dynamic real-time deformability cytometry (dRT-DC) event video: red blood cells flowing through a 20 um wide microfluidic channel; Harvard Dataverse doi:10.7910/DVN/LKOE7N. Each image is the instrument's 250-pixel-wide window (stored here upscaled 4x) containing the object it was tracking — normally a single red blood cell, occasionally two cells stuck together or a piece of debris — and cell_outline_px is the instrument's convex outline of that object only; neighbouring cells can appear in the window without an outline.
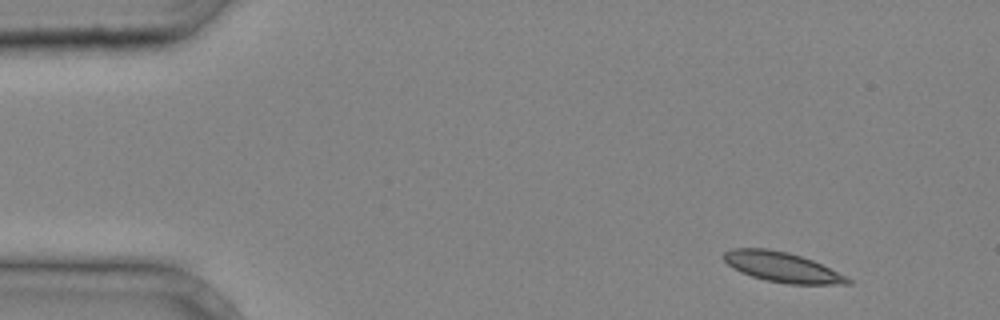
{"species": "common noctule bat (a hibernating species)", "species_latin": "Nyctalus noctula", "temperature_condition": "cold", "stored_images_in_passage": 2, "camera_frame_rate_fps": 3000, "um_per_image_px": 0.085, "animal": {"sex": "male", "body_mass_g": 20.4}, "frame": {"image": 1, "passage_image": 1, "time_ms": 0.0, "image_size_px": [1000, 320], "cell_outline_px": [[852, 284], [788, 284], [764, 280], [740, 272], [732, 268], [724, 260], [724, 252], [732, 248], [768, 248], [788, 252], [812, 260], [852, 280]], "centroid_in_image_um": [66.43, 22.7], "position_along_channel_um": 18.6, "area_um2": 21.44}}